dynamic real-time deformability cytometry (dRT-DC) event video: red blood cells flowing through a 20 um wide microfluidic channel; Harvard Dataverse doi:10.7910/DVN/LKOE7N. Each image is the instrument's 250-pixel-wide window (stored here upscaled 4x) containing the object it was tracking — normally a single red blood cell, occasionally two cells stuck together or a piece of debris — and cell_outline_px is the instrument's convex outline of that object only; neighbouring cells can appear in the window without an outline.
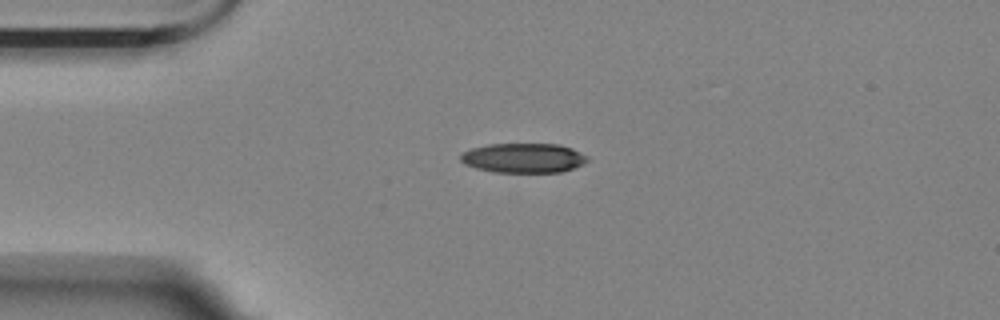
{"species": "Egyptian fruit bat (a non-hibernating species)", "species_latin": "Rousettus aegyptiacus", "temperature_condition": "room temperature", "stored_images_in_passage": 32, "camera_frame_rate_fps": 3000, "um_per_image_px": 0.085, "animal": {"sex": "female"}, "frame": {"image": 1, "passage_image": 1, "time_ms": 0.0, "image_size_px": [1000, 320], "cell_outline_px": [[588, 160], [572, 168], [560, 172], [492, 172], [476, 168], [464, 164], [460, 160], [460, 152], [472, 148], [488, 144], [560, 144], [572, 148], [588, 156]], "centroid_in_image_um": [44.45, 13.42], "position_along_channel_um": 40.6, "area_um2": 21.91}}
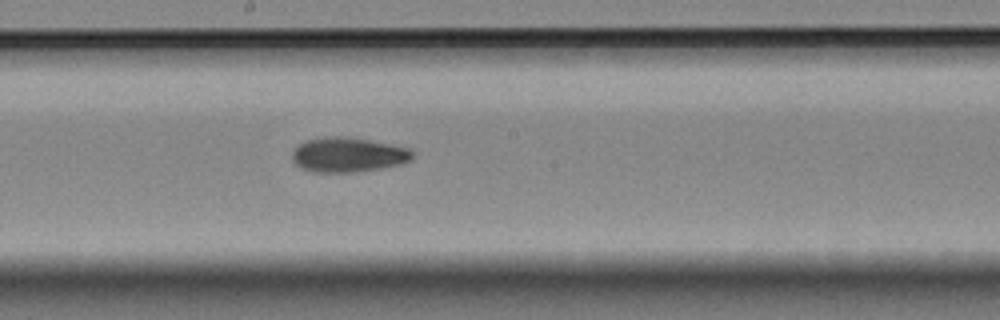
{"frame": {"image": 2, "passage_image": 18, "time_ms": 5.667, "image_size_px": [1000, 320], "cell_outline_px": [[412, 160], [400, 164], [380, 168], [352, 172], [316, 172], [300, 168], [292, 160], [292, 152], [300, 144], [308, 140], [324, 136], [348, 136], [392, 144], [408, 148], [412, 152]], "centroid_in_image_um": [29.57, 13.14], "position_along_channel_um": 218.6, "area_um2": 24.28}}
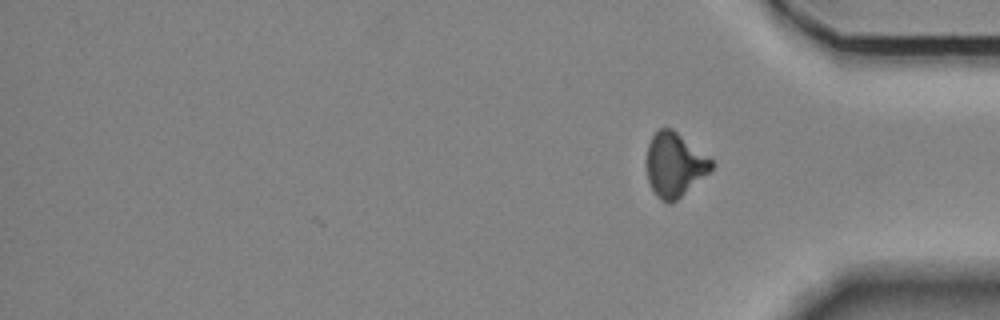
{"frame": {"image": 3, "passage_image": 32, "time_ms": 10.333, "image_size_px": [1000, 320], "cell_outline_px": [[716, 164], [708, 172], [676, 200], [668, 204], [660, 200], [656, 196], [648, 180], [648, 144], [652, 136], [660, 128], [672, 128], [712, 160]], "centroid_in_image_um": [57.33, 14.0], "position_along_channel_um": 377.9, "area_um2": 23.58}, "authors_computed_cell_mechanics": {"area_um2": 23.698, "velocity_mm_per_s": 3.5463, "shape_relaxation_time_tau1_ms": 5.2734, "shape_relaxation_time_tau2_ms": 3.929, "deformation_change_tau1": 0.1657, "deformation_change_tau2": 0.1072}}